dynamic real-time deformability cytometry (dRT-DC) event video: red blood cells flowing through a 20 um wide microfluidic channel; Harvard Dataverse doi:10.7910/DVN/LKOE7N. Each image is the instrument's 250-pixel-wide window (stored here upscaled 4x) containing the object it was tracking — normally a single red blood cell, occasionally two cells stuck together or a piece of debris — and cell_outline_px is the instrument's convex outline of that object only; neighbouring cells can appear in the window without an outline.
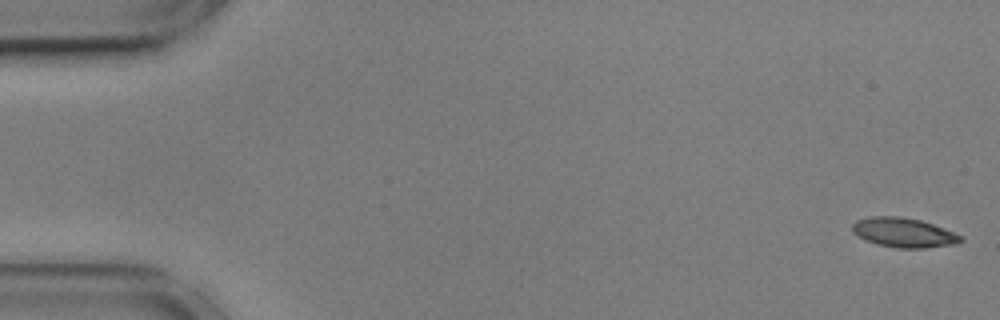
{"species": "common noctule bat (a hibernating species)", "species_latin": "Nyctalus noctula", "temperature_condition": "cold", "stored_images_in_passage": 55, "camera_frame_rate_fps": 3000, "um_per_image_px": 0.085, "animal": {"sex": "male", "body_mass_g": 17.9, "forearm_length_mm": 54.2}, "frame": {"image": 1, "passage_image": 1, "time_ms": 0.0, "image_size_px": [1000, 320], "cell_outline_px": [[964, 240], [956, 244], [924, 248], [896, 248], [876, 244], [864, 240], [852, 232], [852, 224], [856, 220], [872, 216], [900, 216], [920, 220], [944, 228], [964, 236]], "centroid_in_image_um": [76.81, 19.77], "position_along_channel_um": 8.2, "area_um2": 18.84}}
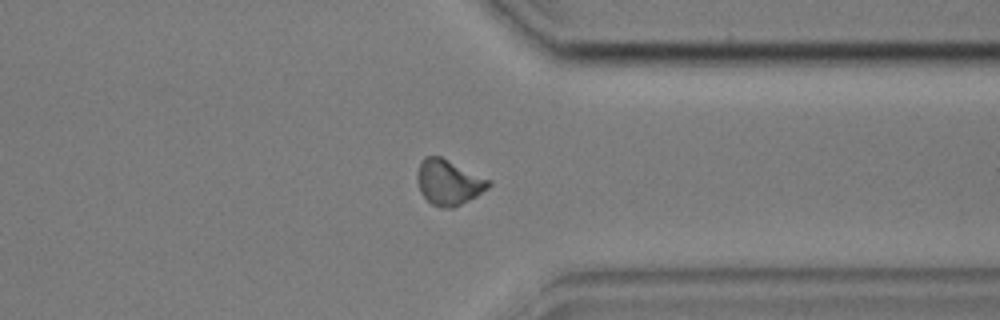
{"frame": {"image": 2, "passage_image": 43, "time_ms": 14.0, "image_size_px": [1000, 320], "cell_outline_px": [[492, 184], [488, 188], [476, 196], [452, 208], [440, 208], [432, 204], [420, 192], [416, 176], [420, 160], [424, 156], [440, 156], [492, 180]], "centroid_in_image_um": [38.13, 15.48], "position_along_channel_um": 373.3, "area_um2": 18.9}}
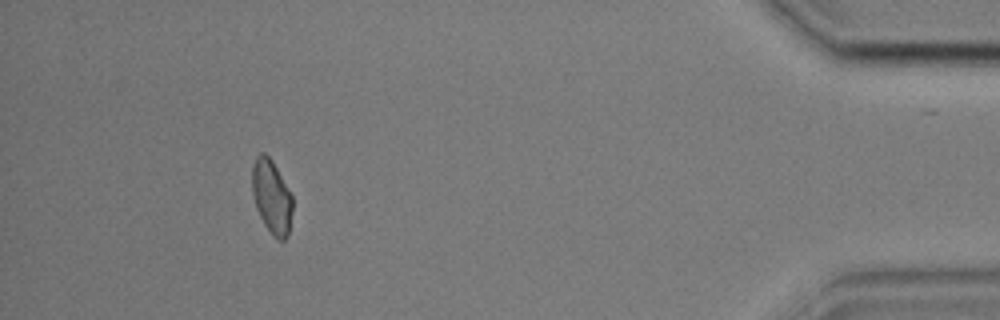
{"frame": {"image": 3, "passage_image": 51, "time_ms": 16.667, "image_size_px": [1000, 320], "cell_outline_px": [[292, 208], [288, 236], [284, 240], [276, 240], [272, 236], [264, 224], [256, 208], [252, 196], [252, 164], [256, 156], [260, 152], [264, 152], [272, 160], [292, 196]], "centroid_in_image_um": [23.07, 16.73], "position_along_channel_um": 412.1, "area_um2": 17.46}, "authors_computed_cell_mechanics": {"area_um2": 18.6116, "velocity_mm_per_s": 3.5754, "shape_relaxation_time_tau1_ms": 4.5737, "shape_relaxation_time_tau2_ms": 4.465, "deformation_change_tau1": 0.1261, "deformation_change_tau2": 0.0829}}